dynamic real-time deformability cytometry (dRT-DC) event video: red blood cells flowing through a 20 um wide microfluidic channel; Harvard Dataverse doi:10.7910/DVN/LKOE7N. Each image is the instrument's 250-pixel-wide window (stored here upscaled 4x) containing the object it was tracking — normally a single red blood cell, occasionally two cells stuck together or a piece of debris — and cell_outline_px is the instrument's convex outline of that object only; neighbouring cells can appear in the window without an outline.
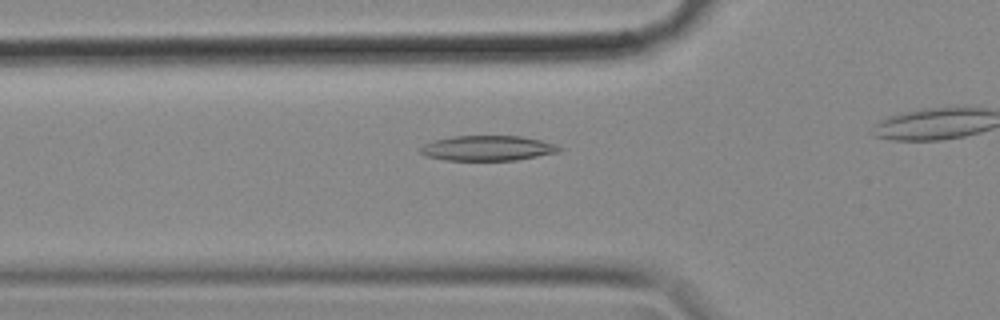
{"species": "common noctule bat (a hibernating species)", "species_latin": "Nyctalus noctula", "temperature_condition": "cold", "stored_images_in_passage": 23, "camera_frame_rate_fps": 3000, "um_per_image_px": 0.085, "animal": {"sex": "female", "body_mass_g": 18.4}, "frame": {"image": 1, "passage_image": 14, "time_ms": 4.333, "image_size_px": [1000, 320], "cell_outline_px": [[564, 148], [560, 152], [516, 160], [444, 160], [428, 156], [420, 152], [416, 148], [432, 140], [452, 136], [520, 136], [540, 140], [556, 144]], "centroid_in_image_um": [41.44, 12.59], "position_along_channel_um": 84.4, "area_um2": 20.46}}
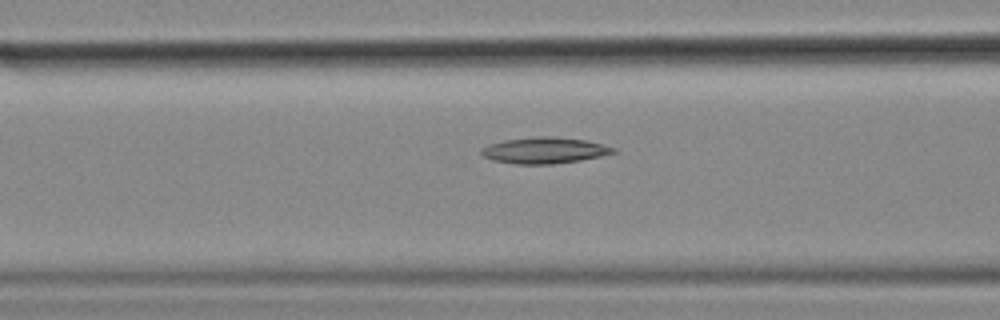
{"frame": {"image": 2, "passage_image": 17, "time_ms": 5.333, "image_size_px": [1000, 320], "cell_outline_px": [[616, 152], [600, 156], [580, 160], [552, 164], [516, 164], [492, 160], [484, 156], [480, 152], [480, 148], [488, 144], [504, 140], [540, 136], [556, 136], [584, 140], [616, 148]], "centroid_in_image_um": [46.24, 12.78], "position_along_channel_um": 120.4, "area_um2": 20.06}}